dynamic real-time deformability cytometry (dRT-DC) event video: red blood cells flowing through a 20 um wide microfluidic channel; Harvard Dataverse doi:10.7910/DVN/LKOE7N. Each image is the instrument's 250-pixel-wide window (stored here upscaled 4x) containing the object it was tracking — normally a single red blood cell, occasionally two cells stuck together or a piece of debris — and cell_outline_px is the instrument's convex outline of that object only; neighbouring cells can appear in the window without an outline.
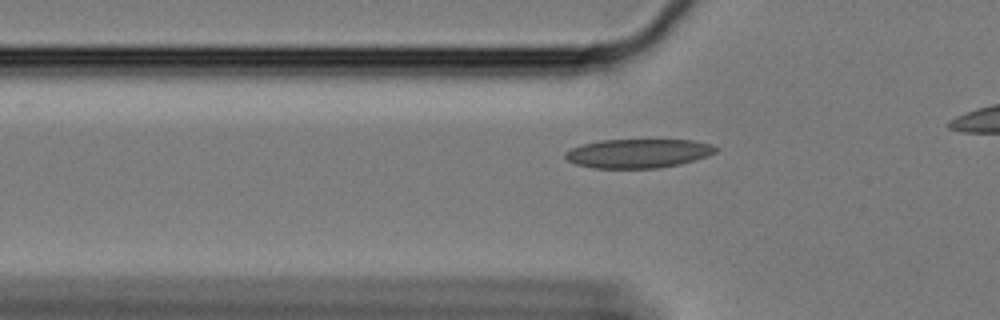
{"species": "Egyptian fruit bat (a non-hibernating species)", "species_latin": "Rousettus aegyptiacus", "temperature_condition": "cold", "stored_images_in_passage": 44, "camera_frame_rate_fps": 3000, "um_per_image_px": 0.085, "animal": {"sex": "female"}, "frame": {"image": 1, "passage_image": 14, "time_ms": 4.333, "image_size_px": [1000, 320], "cell_outline_px": [[720, 148], [716, 152], [708, 156], [680, 164], [656, 168], [596, 168], [576, 164], [568, 160], [564, 156], [564, 152], [580, 144], [600, 140], [692, 140], [712, 144]], "centroid_in_image_um": [54.26, 13.03], "position_along_channel_um": 71.5, "area_um2": 25.49}}
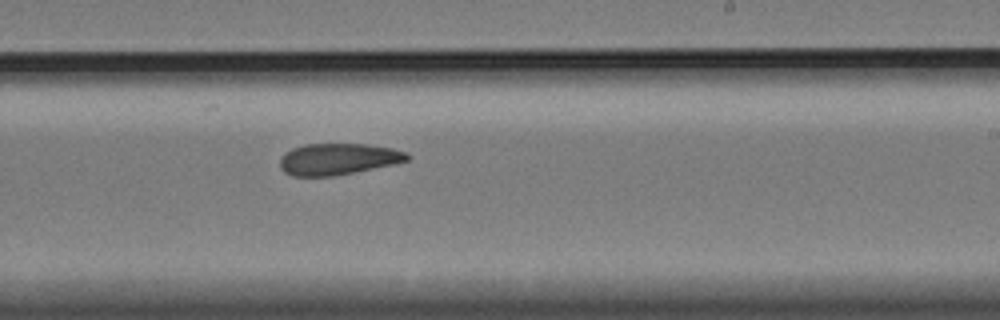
{"frame": {"image": 2, "passage_image": 31, "time_ms": 10.0, "image_size_px": [1000, 320], "cell_outline_px": [[412, 156], [408, 160], [392, 164], [332, 176], [292, 176], [284, 172], [280, 168], [280, 156], [284, 152], [292, 148], [304, 144], [368, 144], [392, 148], [408, 152]], "centroid_in_image_um": [28.71, 13.51], "position_along_channel_um": 260.3, "area_um2": 23.35}}
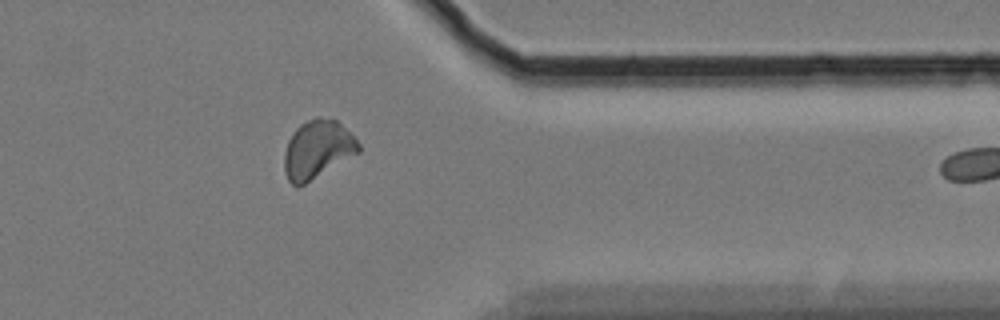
{"frame": {"image": 3, "passage_image": 43, "time_ms": 14.0, "image_size_px": [1000, 320], "cell_outline_px": [[360, 152], [304, 184], [296, 188], [288, 180], [284, 172], [284, 152], [288, 140], [292, 132], [300, 124], [316, 116], [320, 116], [336, 120], [360, 144]], "centroid_in_image_um": [26.95, 12.7], "position_along_channel_um": 384.5, "area_um2": 25.14}}